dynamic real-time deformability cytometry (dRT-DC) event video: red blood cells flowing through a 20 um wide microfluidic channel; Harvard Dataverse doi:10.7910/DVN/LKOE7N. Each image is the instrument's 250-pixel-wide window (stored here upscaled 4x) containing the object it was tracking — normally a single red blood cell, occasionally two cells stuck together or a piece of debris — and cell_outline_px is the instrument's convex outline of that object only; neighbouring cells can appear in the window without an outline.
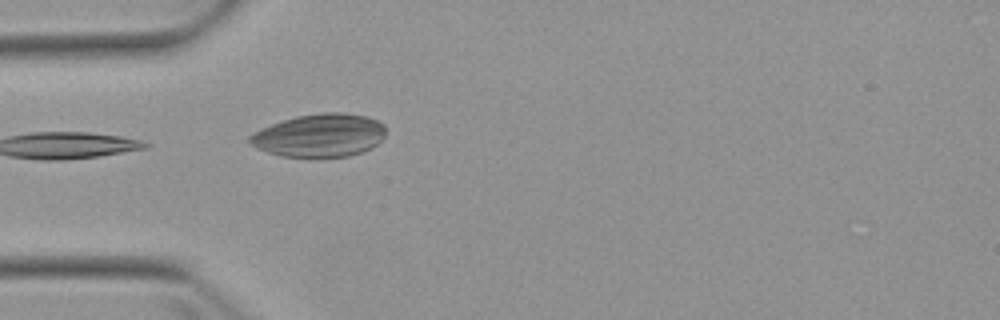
{"species": "Egyptian fruit bat (a non-hibernating species)", "species_latin": "Rousettus aegyptiacus", "temperature_condition": "warm", "stored_images_in_passage": 1, "camera_frame_rate_fps": 3000, "um_per_image_px": 0.085, "animal": {"sex": "female"}, "frame": {"image": 1, "passage_image": 1, "time_ms": 0.0, "image_size_px": [1000, 320], "cell_outline_px": [[384, 136], [372, 148], [348, 156], [316, 160], [284, 156], [268, 152], [256, 148], [248, 144], [248, 136], [252, 132], [272, 124], [296, 116], [320, 112], [344, 112], [368, 116], [384, 124]], "centroid_in_image_um": [27.14, 11.54], "position_along_channel_um": 57.9, "area_um2": 34.97}}